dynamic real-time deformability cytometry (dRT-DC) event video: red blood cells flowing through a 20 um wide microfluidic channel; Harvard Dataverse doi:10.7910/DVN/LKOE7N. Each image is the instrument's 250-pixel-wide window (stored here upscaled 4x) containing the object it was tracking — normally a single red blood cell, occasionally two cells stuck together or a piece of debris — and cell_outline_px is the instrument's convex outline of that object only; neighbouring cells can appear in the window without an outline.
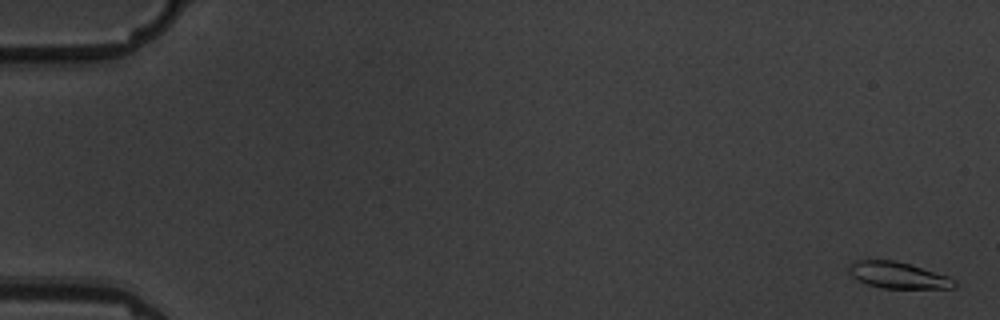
{"species": "common noctule bat (a hibernating species)", "species_latin": "Nyctalus noctula", "temperature_condition": "warm", "stored_images_in_passage": 7, "camera_frame_rate_fps": 3000, "um_per_image_px": 0.085, "animal": {"sex": "male", "body_mass_g": 19.5, "forearm_length_mm": 54.6}, "frame": {"image": 1, "passage_image": 1, "time_ms": 0.0, "image_size_px": [1000, 320], "cell_outline_px": [[956, 288], [884, 288], [868, 284], [856, 280], [848, 272], [848, 268], [856, 260], [896, 260], [948, 276], [956, 280]], "centroid_in_image_um": [76.33, 23.39], "position_along_channel_um": 8.7, "area_um2": 16.13}}